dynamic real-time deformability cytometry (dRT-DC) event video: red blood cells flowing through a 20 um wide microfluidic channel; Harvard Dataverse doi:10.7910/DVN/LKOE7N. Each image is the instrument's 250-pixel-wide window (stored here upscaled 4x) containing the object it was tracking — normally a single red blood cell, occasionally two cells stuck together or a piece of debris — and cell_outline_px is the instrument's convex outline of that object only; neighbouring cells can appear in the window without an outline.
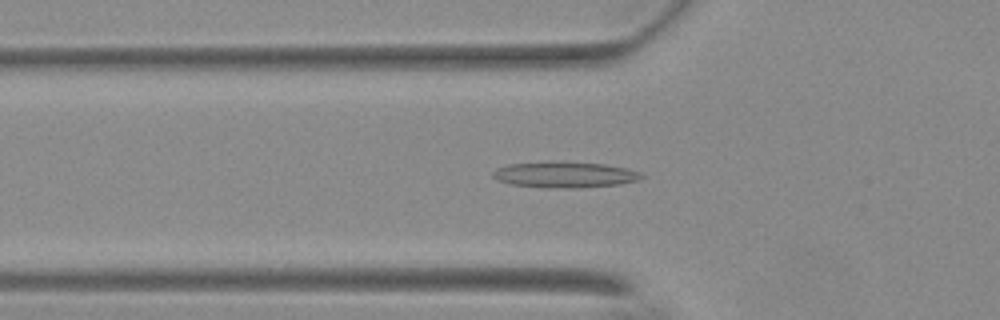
{"species": "Egyptian fruit bat (a non-hibernating species)", "species_latin": "Rousettus aegyptiacus", "temperature_condition": "warm", "stored_images_in_passage": 55, "camera_frame_rate_fps": 3000, "um_per_image_px": 0.085, "animal": {"sex": "female"}, "frame": {"image": 1, "passage_image": 19, "time_ms": 6.0, "image_size_px": [1000, 320], "cell_outline_px": [[644, 176], [636, 180], [620, 184], [576, 188], [540, 188], [512, 184], [496, 180], [492, 176], [492, 172], [496, 168], [508, 164], [548, 160], [564, 160], [604, 164], [624, 168], [640, 172]], "centroid_in_image_um": [47.92, 14.82], "position_along_channel_um": 77.9, "area_um2": 23.06}}
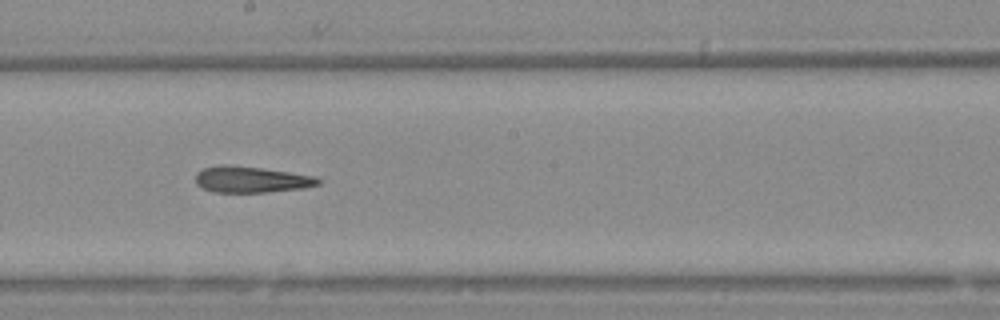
{"frame": {"image": 2, "passage_image": 31, "time_ms": 10.0, "image_size_px": [1000, 320], "cell_outline_px": [[320, 184], [304, 188], [264, 192], [212, 192], [196, 184], [196, 172], [204, 168], [220, 164], [228, 164], [260, 168], [316, 176], [320, 180]], "centroid_in_image_um": [21.33, 15.25], "position_along_channel_um": 226.9, "area_um2": 18.67}}
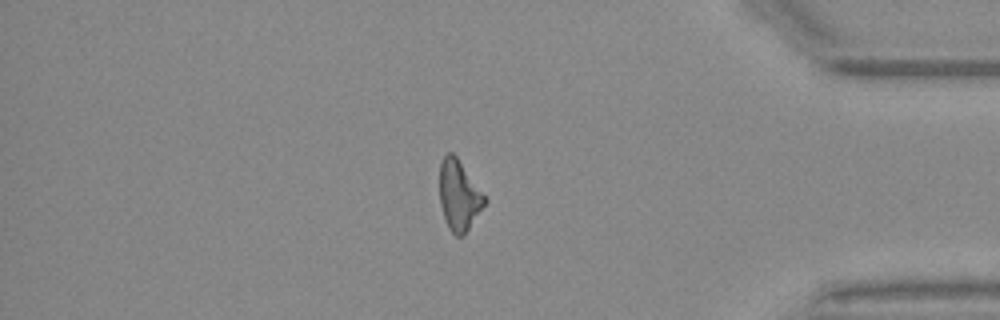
{"frame": {"image": 3, "passage_image": 47, "time_ms": 15.333, "image_size_px": [1000, 320], "cell_outline_px": [[488, 200], [464, 236], [456, 236], [448, 228], [440, 204], [440, 160], [448, 152], [452, 152], [456, 156]], "centroid_in_image_um": [39.01, 16.62], "position_along_channel_um": 396.2, "area_um2": 18.32}, "authors_computed_cell_mechanics": {"area_um2": 19.4786, "velocity_mm_per_s": 3.7155, "shape_relaxation_time_tau1_ms": null, "shape_relaxation_time_tau2_ms": 6.6573, "deformation_change_tau1": null, "deformation_change_tau2": 0.2003}}